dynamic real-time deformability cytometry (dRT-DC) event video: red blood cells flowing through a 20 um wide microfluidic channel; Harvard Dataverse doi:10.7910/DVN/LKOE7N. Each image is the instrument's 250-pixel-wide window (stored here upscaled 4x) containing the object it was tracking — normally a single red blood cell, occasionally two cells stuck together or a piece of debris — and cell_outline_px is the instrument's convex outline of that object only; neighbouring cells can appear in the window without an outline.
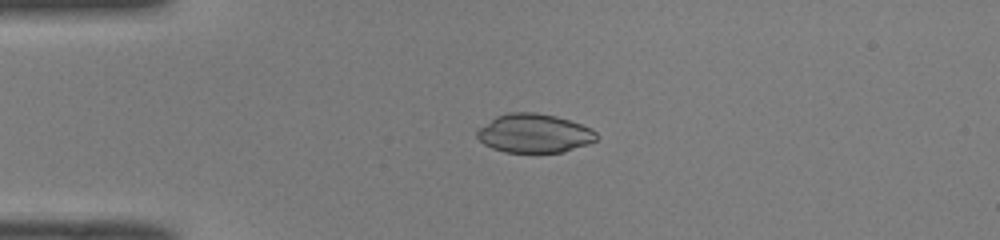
{"species": "common noctule bat (a hibernating species)", "species_latin": "Nyctalus noctula", "temperature_condition": "room temperature", "stored_images_in_passage": 50, "camera_frame_rate_fps": 3000, "um_per_image_px": 0.085, "animal": {"sex": "male", "body_mass_g": 19.0, "forearm_length_mm": 50.8}, "frame": {"image": 1, "passage_image": 13, "time_ms": 4.0, "image_size_px": [1000, 240], "cell_outline_px": [[596, 140], [588, 144], [564, 152], [504, 152], [492, 148], [484, 144], [476, 136], [476, 132], [480, 128], [496, 116], [508, 112], [536, 112], [556, 116], [592, 128], [596, 132]], "centroid_in_image_um": [45.41, 11.33], "position_along_channel_um": 39.6, "area_um2": 26.93}}
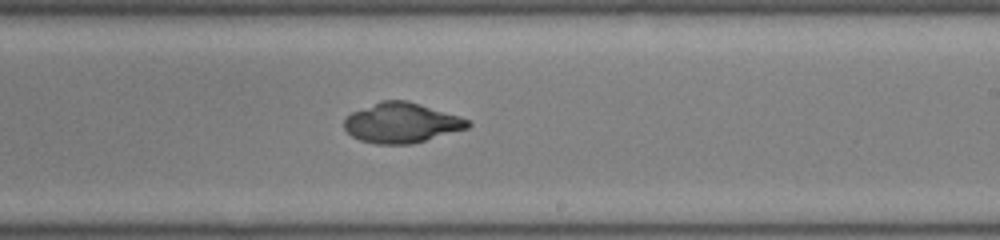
{"frame": {"image": 2, "passage_image": 31, "time_ms": 10.0, "image_size_px": [1000, 240], "cell_outline_px": [[472, 124], [468, 128], [412, 144], [376, 144], [360, 140], [352, 136], [344, 128], [344, 120], [352, 112], [380, 100], [408, 100], [460, 116], [468, 120]], "centroid_in_image_um": [34.13, 10.44], "position_along_channel_um": 254.9, "area_um2": 28.84}}
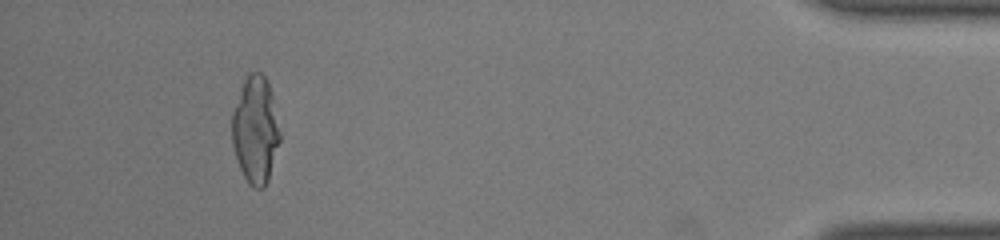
{"frame": {"image": 3, "passage_image": 47, "time_ms": 15.333, "image_size_px": [1000, 240], "cell_outline_px": [[280, 140], [268, 180], [264, 188], [252, 188], [248, 184], [240, 168], [232, 144], [232, 112], [244, 80], [248, 72], [260, 72], [264, 76], [268, 84], [272, 96], [280, 132]], "centroid_in_image_um": [21.7, 11.06], "position_along_channel_um": 413.5, "area_um2": 29.65}, "authors_computed_cell_mechanics": {"area_um2": 28.7555, "velocity_mm_per_s": 4.1046, "shape_relaxation_time_tau1_ms": 8.3813, "shape_relaxation_time_tau2_ms": 1.362, "deformation_change_tau1": 0.2373, "deformation_change_tau2": 0.0319}}